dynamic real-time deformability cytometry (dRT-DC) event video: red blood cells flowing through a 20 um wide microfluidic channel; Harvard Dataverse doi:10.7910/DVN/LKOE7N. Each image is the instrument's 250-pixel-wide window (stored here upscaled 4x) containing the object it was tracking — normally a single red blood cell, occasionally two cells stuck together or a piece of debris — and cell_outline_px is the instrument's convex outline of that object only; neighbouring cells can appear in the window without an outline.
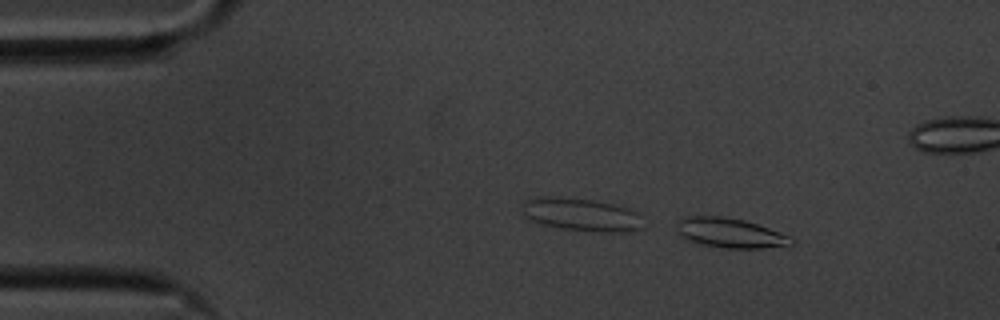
{"species": "common noctule bat (a hibernating species)", "species_latin": "Nyctalus noctula", "temperature_condition": "cold", "stored_images_in_passage": 51, "camera_frame_rate_fps": 3000, "um_per_image_px": 0.085, "animal": {"sex": "male", "body_mass_g": 20.1, "forearm_length_mm": 53.5}, "frame": {"image": 1, "passage_image": 1, "time_ms": 0.0, "image_size_px": [1000, 320], "cell_outline_px": [[796, 240], [792, 244], [760, 248], [724, 248], [700, 244], [688, 240], [680, 236], [680, 220], [684, 216], [724, 216], [744, 220], [792, 236]], "centroid_in_image_um": [62.11, 19.8], "position_along_channel_um": 22.9, "area_um2": 19.59}}
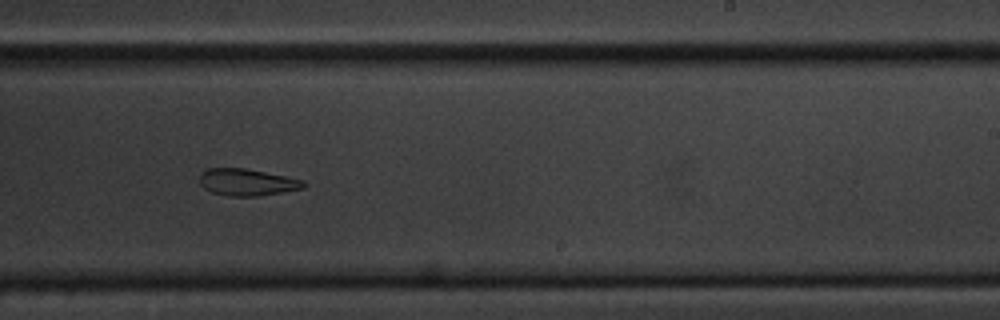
{"frame": {"image": 2, "passage_image": 28, "time_ms": 9.0, "image_size_px": [1000, 320], "cell_outline_px": [[308, 184], [304, 188], [256, 196], [228, 196], [212, 192], [204, 188], [200, 184], [200, 172], [208, 168], [244, 168], [304, 180]], "centroid_in_image_um": [20.98, 15.48], "position_along_channel_um": 268.0, "area_um2": 16.18}}
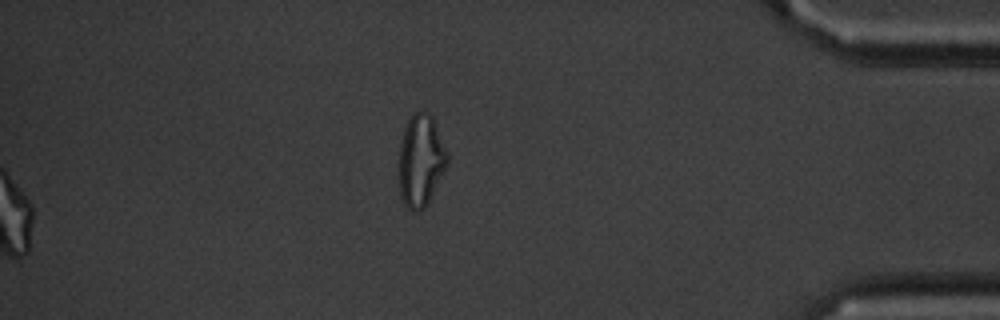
{"frame": {"image": 3, "passage_image": 51, "time_ms": 16.667, "image_size_px": [1000, 320], "cell_outline_px": [[448, 164], [428, 204], [424, 208], [416, 212], [412, 212], [404, 204], [400, 196], [396, 176], [396, 164], [400, 144], [404, 128], [412, 112], [420, 108], [424, 108], [432, 116], [436, 124], [448, 152]], "centroid_in_image_um": [35.72, 13.64], "position_along_channel_um": 399.5, "area_um2": 27.28}, "authors_computed_cell_mechanics": {"area_um2": 18.207, "velocity_mm_per_s": 3.5283, "shape_relaxation_time_tau1_ms": null, "shape_relaxation_time_tau2_ms": 10.3296, "deformation_change_tau1": null, "deformation_change_tau2": 0.2055}}